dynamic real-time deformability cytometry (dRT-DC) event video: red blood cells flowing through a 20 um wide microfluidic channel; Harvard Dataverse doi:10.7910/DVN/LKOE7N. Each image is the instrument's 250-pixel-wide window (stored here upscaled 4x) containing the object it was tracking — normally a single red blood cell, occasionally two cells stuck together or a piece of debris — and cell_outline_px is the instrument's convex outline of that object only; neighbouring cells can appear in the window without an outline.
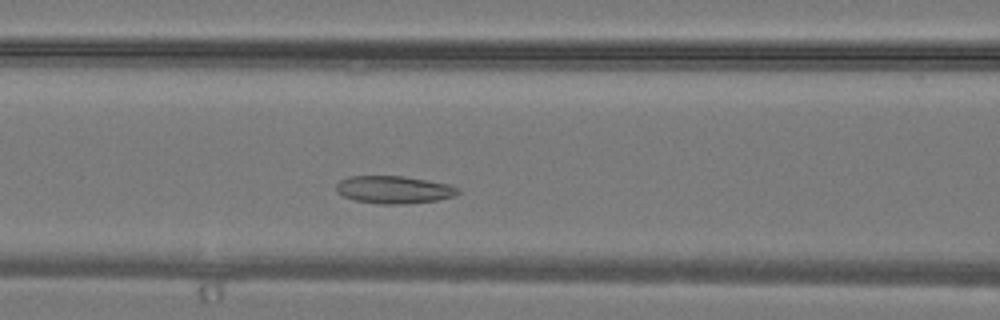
{"species": "common noctule bat (a hibernating species)", "species_latin": "Nyctalus noctula", "temperature_condition": "warm", "stored_images_in_passage": 21, "camera_frame_rate_fps": 3000, "um_per_image_px": 0.085, "animal": {"sex": "male", "body_mass_g": 19.2, "forearm_length_mm": 51.8}, "frame": {"image": 1, "passage_image": 7, "time_ms": 2.0, "image_size_px": [1000, 320], "cell_outline_px": [[460, 192], [452, 196], [436, 200], [404, 204], [380, 204], [356, 200], [344, 196], [336, 188], [336, 184], [340, 180], [348, 176], [404, 176], [448, 184], [460, 188]], "centroid_in_image_um": [33.49, 16.11], "position_along_channel_um": 133.1, "area_um2": 19.36}}
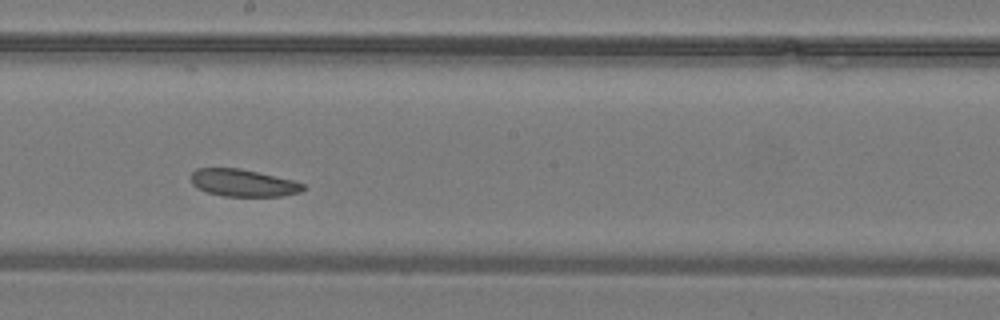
{"frame": {"image": 2, "passage_image": 12, "time_ms": 3.667, "image_size_px": [1000, 320], "cell_outline_px": [[308, 188], [300, 192], [284, 196], [224, 196], [208, 192], [196, 188], [192, 184], [192, 172], [196, 168], [240, 168], [292, 180], [304, 184]], "centroid_in_image_um": [20.68, 15.55], "position_along_channel_um": 227.5, "area_um2": 17.8}}
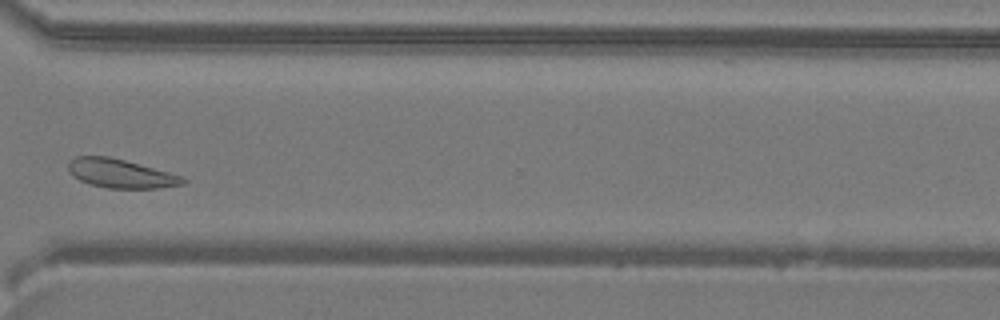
{"frame": {"image": 3, "passage_image": 19, "time_ms": 6.0, "image_size_px": [1000, 320], "cell_outline_px": [[188, 180], [184, 184], [160, 188], [108, 188], [88, 184], [72, 176], [68, 172], [68, 160], [76, 156], [108, 156], [124, 160], [184, 176]], "centroid_in_image_um": [10.24, 14.75], "position_along_channel_um": 360.4, "area_um2": 19.42}}